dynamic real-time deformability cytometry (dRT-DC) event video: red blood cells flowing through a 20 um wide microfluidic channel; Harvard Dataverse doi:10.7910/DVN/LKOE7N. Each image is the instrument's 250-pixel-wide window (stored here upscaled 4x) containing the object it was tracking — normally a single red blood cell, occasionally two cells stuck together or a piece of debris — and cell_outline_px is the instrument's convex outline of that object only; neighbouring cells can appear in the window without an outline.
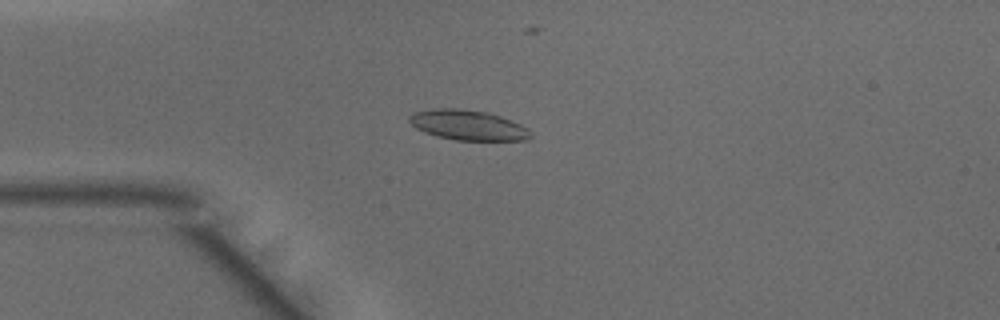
{"species": "common noctule bat (a hibernating species)", "species_latin": "Nyctalus noctula", "temperature_condition": "warm", "stored_images_in_passage": 49, "camera_frame_rate_fps": 3000, "um_per_image_px": 0.085, "animal": {"sex": "male", "body_mass_g": 15.6}, "frame": {"image": 1, "passage_image": 12, "time_ms": 3.667, "image_size_px": [1000, 320], "cell_outline_px": [[532, 136], [528, 140], [456, 140], [436, 136], [424, 132], [416, 128], [408, 120], [408, 116], [412, 112], [432, 108], [460, 108], [488, 112], [500, 116], [520, 124], [528, 128], [532, 132]], "centroid_in_image_um": [39.76, 10.62], "position_along_channel_um": 45.2, "area_um2": 21.5}}
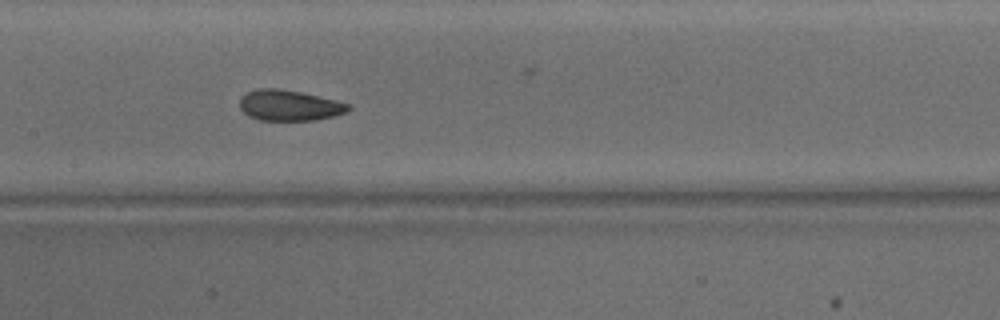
{"frame": {"image": 2, "passage_image": 23, "time_ms": 7.333, "image_size_px": [1000, 320], "cell_outline_px": [[352, 108], [344, 112], [332, 116], [312, 120], [260, 120], [248, 116], [240, 108], [240, 96], [256, 88], [276, 88], [300, 92], [336, 100], [352, 104]], "centroid_in_image_um": [24.57, 8.95], "position_along_channel_um": 182.8, "area_um2": 19.36}}
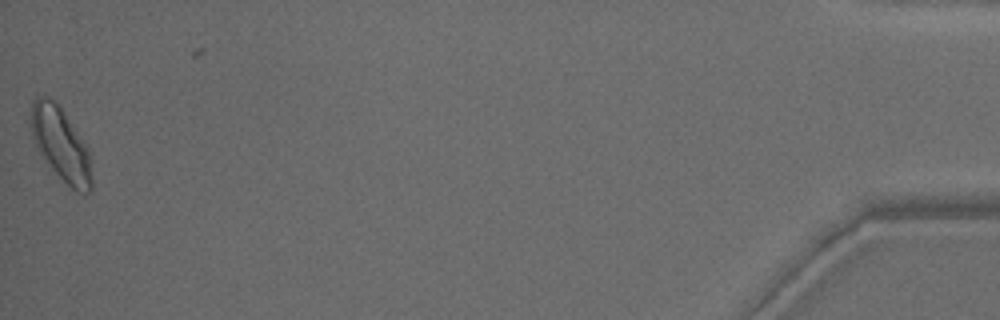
{"frame": {"image": 3, "passage_image": 48, "time_ms": 15.667, "image_size_px": [1000, 320], "cell_outline_px": [[92, 192], [76, 192], [48, 164], [40, 152], [32, 136], [28, 120], [32, 100], [36, 96], [48, 96], [60, 104], [88, 148], [92, 160]], "centroid_in_image_um": [5.17, 12.19], "position_along_channel_um": 430.0, "area_um2": 26.41}, "authors_computed_cell_mechanics": {"area_um2": 20.5768, "velocity_mm_per_s": 4.1452, "shape_relaxation_time_tau1_ms": 5.549, "shape_relaxation_time_tau2_ms": 1.3429, "deformation_change_tau1": 0.1275, "deformation_change_tau2": 0.0773}}